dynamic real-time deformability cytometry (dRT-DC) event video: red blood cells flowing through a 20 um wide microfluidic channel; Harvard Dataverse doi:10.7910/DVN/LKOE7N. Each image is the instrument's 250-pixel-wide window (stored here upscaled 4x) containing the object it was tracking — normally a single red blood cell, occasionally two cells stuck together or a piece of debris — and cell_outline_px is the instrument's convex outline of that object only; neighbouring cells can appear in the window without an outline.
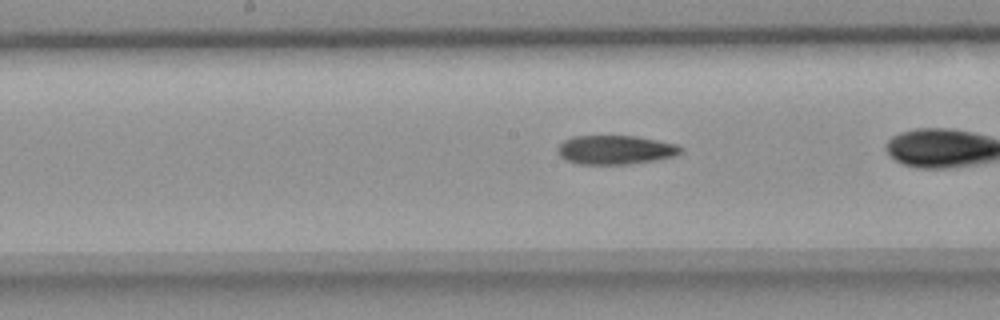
{"species": "common noctule bat (a hibernating species)", "species_latin": "Nyctalus noctula", "temperature_condition": "room temperature", "stored_images_in_passage": 21, "camera_frame_rate_fps": 3000, "um_per_image_px": 0.085, "animal": {"sex": "female", "body_mass_g": 18.4}, "frame": {"image": 1, "passage_image": 7, "time_ms": 2.0, "image_size_px": [1000, 320], "cell_outline_px": [[684, 152], [676, 156], [656, 160], [628, 164], [576, 164], [560, 156], [556, 152], [556, 148], [564, 140], [572, 136], [636, 136], [676, 144], [684, 148]], "centroid_in_image_um": [52.32, 12.74], "position_along_channel_um": 195.9, "area_um2": 20.98}}